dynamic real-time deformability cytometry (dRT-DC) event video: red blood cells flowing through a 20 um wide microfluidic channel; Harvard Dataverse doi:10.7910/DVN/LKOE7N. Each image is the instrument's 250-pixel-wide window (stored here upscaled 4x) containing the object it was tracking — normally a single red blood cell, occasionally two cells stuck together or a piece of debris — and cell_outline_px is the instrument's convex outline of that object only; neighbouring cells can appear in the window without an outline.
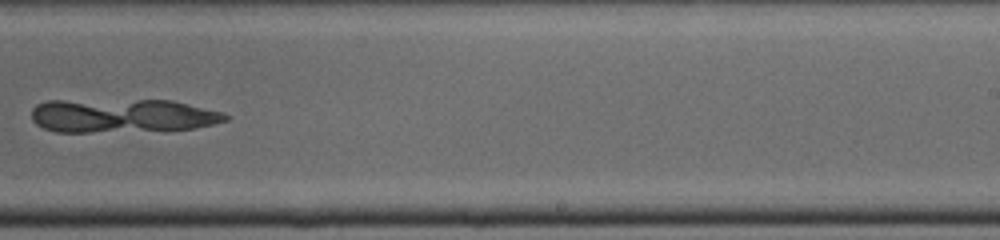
{"species": "common noctule bat (a hibernating species)", "species_latin": "Nyctalus noctula", "temperature_condition": "cold", "stored_images_in_passage": 35, "segment_of_instrument_passage": [3, 3], "camera_frame_rate_fps": 3000, "um_per_image_px": 0.085, "animal": {"sex": "male", "body_mass_g": 19.0, "forearm_length_mm": 50.8}, "frame": {"image": 1, "passage_image": 24, "time_ms": 7.667, "image_size_px": [1000, 240], "cell_outline_px": [[124, 120], [116, 124], [104, 128], [48, 128], [40, 124], [36, 120], [36, 108], [40, 104], [76, 104], [124, 116]], "centroid_in_image_um": [6.36, 9.93], "position_along_channel_um": 282.6, "area_um2": 12.31}}